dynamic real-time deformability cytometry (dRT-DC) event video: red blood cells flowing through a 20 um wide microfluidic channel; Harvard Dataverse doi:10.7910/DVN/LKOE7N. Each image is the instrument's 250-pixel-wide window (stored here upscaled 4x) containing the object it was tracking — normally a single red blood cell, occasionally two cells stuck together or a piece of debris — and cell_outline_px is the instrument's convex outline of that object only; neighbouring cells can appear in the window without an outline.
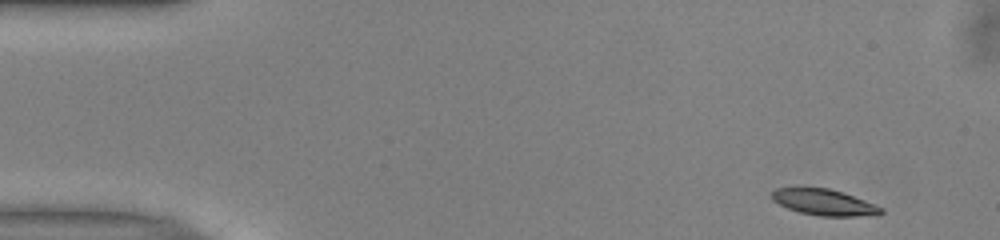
{"species": "common noctule bat (a hibernating species)", "species_latin": "Nyctalus noctula", "temperature_condition": "warm", "stored_images_in_passage": 48, "camera_frame_rate_fps": 3000, "um_per_image_px": 0.085, "animal": {"sex": "male", "body_mass_g": 13.0, "forearm_length_mm": 53.1}, "frame": {"image": 1, "passage_image": 1, "time_ms": 0.0, "image_size_px": [1000, 240], "cell_outline_px": [[884, 212], [880, 216], [820, 216], [800, 212], [788, 208], [772, 200], [772, 192], [776, 188], [828, 188], [844, 192], [884, 208]], "centroid_in_image_um": [70.12, 17.21], "position_along_channel_um": 14.9, "area_um2": 16.65}}
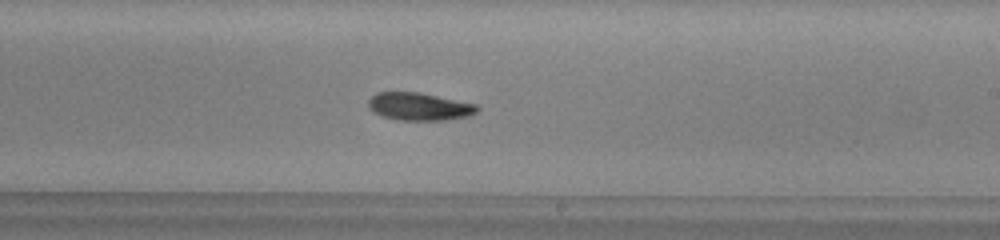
{"frame": {"image": 2, "passage_image": 27, "time_ms": 8.667, "image_size_px": [1000, 240], "cell_outline_px": [[480, 108], [476, 112], [468, 116], [444, 120], [400, 120], [384, 116], [368, 108], [368, 100], [376, 92], [420, 92], [476, 104]], "centroid_in_image_um": [35.64, 9.04], "position_along_channel_um": 253.4, "area_um2": 17.46}}
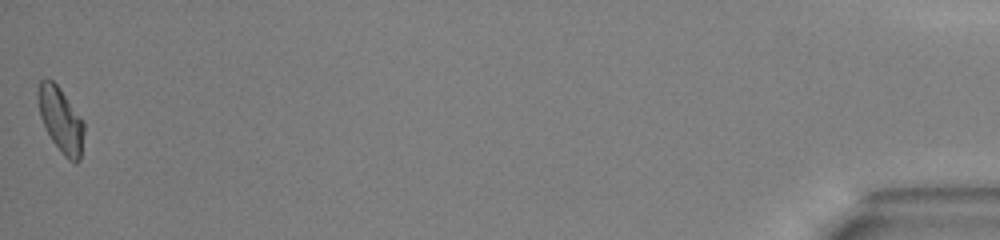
{"frame": {"image": 3, "passage_image": 48, "time_ms": 15.667, "image_size_px": [1000, 240], "cell_outline_px": [[84, 132], [80, 160], [76, 164], [68, 160], [64, 156], [52, 140], [44, 128], [40, 116], [36, 92], [40, 80], [52, 80], [60, 88], [84, 120]], "centroid_in_image_um": [5.17, 10.2], "position_along_channel_um": 430.0, "area_um2": 17.63}, "authors_computed_cell_mechanics": {"area_um2": 17.5712, "velocity_mm_per_s": 3.9978, "shape_relaxation_time_tau1_ms": 3.2628, "shape_relaxation_time_tau2_ms": null, "deformation_change_tau1": 0.1165, "deformation_change_tau2": null}}